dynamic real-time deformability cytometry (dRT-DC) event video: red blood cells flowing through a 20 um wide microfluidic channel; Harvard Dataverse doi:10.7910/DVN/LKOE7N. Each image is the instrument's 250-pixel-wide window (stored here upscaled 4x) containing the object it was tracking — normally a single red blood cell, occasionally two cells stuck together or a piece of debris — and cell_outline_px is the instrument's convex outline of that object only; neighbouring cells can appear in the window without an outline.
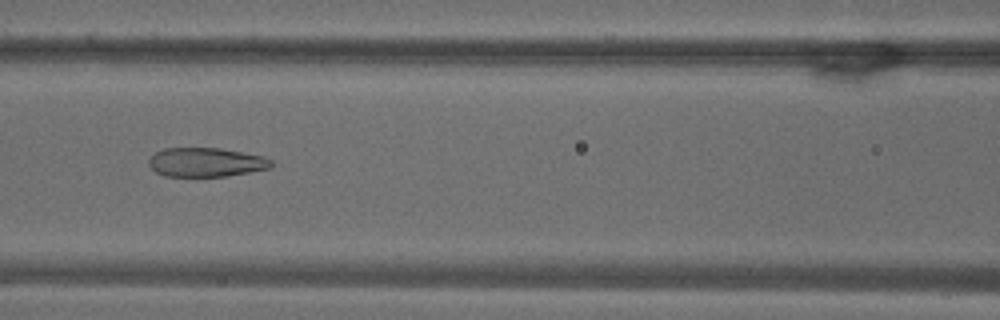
{"species": "common noctule bat (a hibernating species)", "species_latin": "Nyctalus noctula", "temperature_condition": "warm", "stored_images_in_passage": 52, "camera_frame_rate_fps": 3000, "um_per_image_px": 0.085, "animal": {"sex": "male", "body_mass_g": 18.8}, "frame": {"image": 1, "passage_image": 22, "time_ms": 7.0, "image_size_px": [1000, 320], "cell_outline_px": [[272, 168], [224, 176], [164, 176], [156, 172], [148, 164], [148, 160], [156, 152], [164, 148], [220, 148], [264, 156], [272, 160]], "centroid_in_image_um": [17.52, 13.79], "position_along_channel_um": 149.1, "area_um2": 20.69}}
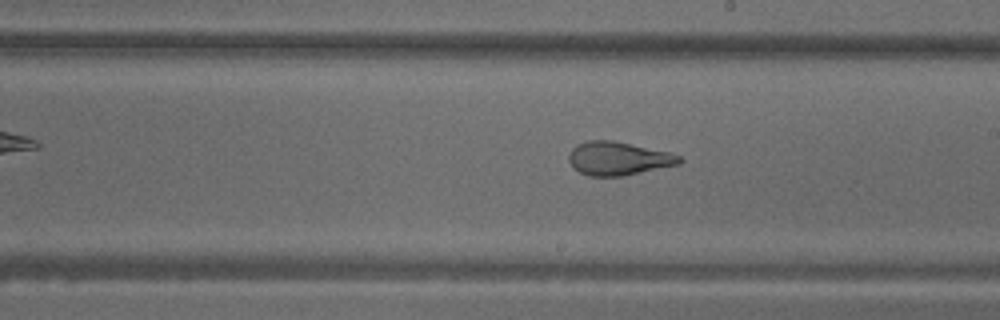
{"frame": {"image": 2, "passage_image": 29, "time_ms": 9.333, "image_size_px": [1000, 320], "cell_outline_px": [[684, 160], [680, 164], [624, 176], [588, 176], [580, 172], [568, 160], [568, 156], [572, 148], [576, 144], [588, 140], [612, 140], [668, 152], [680, 156]], "centroid_in_image_um": [52.56, 13.47], "position_along_channel_um": 236.4, "area_um2": 21.5}}
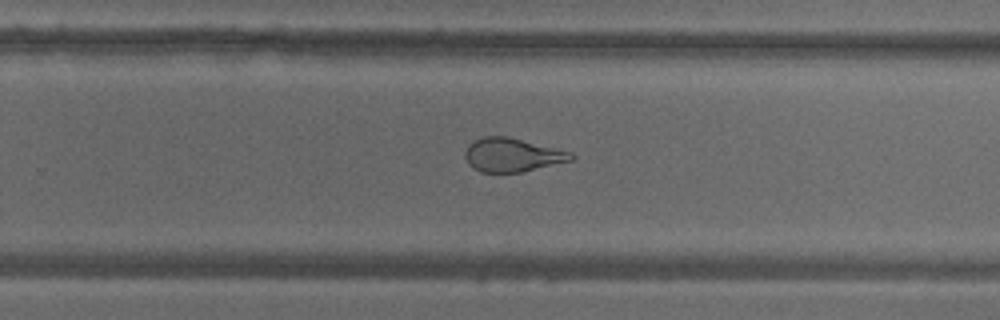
{"frame": {"image": 3, "passage_image": 33, "time_ms": 10.667, "image_size_px": [1000, 320], "cell_outline_px": [[576, 156], [572, 160], [520, 172], [480, 172], [472, 168], [468, 164], [464, 156], [464, 152], [468, 144], [472, 140], [484, 136], [508, 136], [572, 152]], "centroid_in_image_um": [43.49, 13.16], "position_along_channel_um": 286.3, "area_um2": 20.92}, "authors_computed_cell_mechanics": {"area_um2": 26.0678, "velocity_mm_per_s": 3.7556, "shape_relaxation_time_tau1_ms": null, "shape_relaxation_time_tau2_ms": 1.3566, "deformation_change_tau1": null, "deformation_change_tau2": 0.0959}}